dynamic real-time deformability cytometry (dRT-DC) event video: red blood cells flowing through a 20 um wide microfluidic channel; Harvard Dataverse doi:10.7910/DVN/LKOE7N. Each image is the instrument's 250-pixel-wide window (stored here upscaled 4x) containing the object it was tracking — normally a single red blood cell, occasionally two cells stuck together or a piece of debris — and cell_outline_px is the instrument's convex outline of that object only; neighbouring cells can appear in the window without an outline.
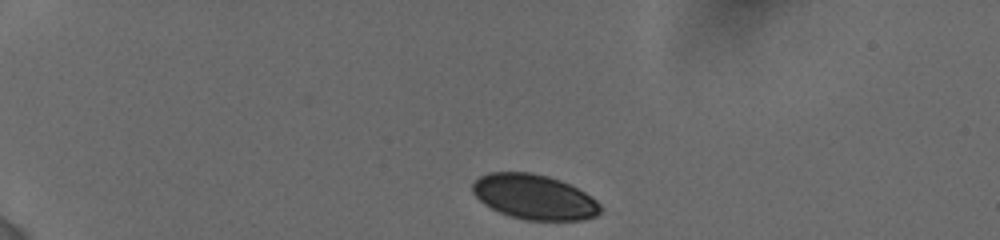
{"species": "human", "species_latin": "Homo sapiens", "temperature_condition": "cold", "stored_images_in_passage": 38, "camera_frame_rate_fps": 3000, "um_per_image_px": 0.085, "donor": {"sex": "female"}, "frame": {"image": 1, "passage_image": 1, "time_ms": 0.0, "image_size_px": [1000, 240], "cell_outline_px": [[600, 212], [596, 216], [584, 220], [524, 220], [500, 212], [484, 204], [472, 192], [472, 184], [480, 176], [488, 172], [532, 172], [548, 176], [560, 180], [584, 192], [596, 200], [600, 204]], "centroid_in_image_um": [45.4, 16.73], "position_along_channel_um": 39.6, "area_um2": 33.35}}
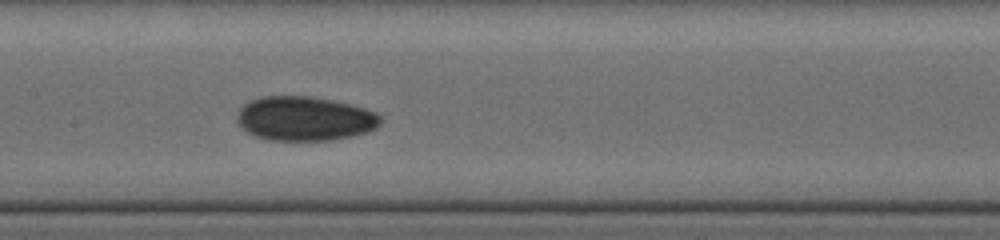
{"frame": {"image": 2, "passage_image": 17, "time_ms": 5.667, "image_size_px": [1000, 240], "cell_outline_px": [[384, 120], [376, 128], [368, 132], [352, 136], [328, 140], [272, 140], [256, 136], [248, 132], [236, 120], [236, 112], [248, 100], [260, 96], [312, 96], [332, 100], [364, 108], [376, 112]], "centroid_in_image_um": [25.9, 10.07], "position_along_channel_um": 181.5, "area_um2": 37.17}}
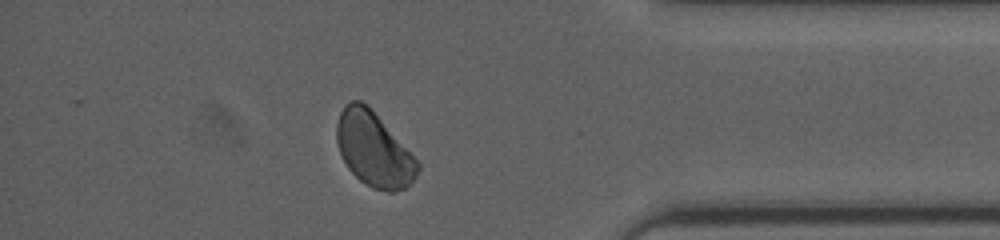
{"frame": {"image": 3, "passage_image": 33, "time_ms": 12.0, "image_size_px": [1000, 240], "cell_outline_px": [[420, 168], [416, 176], [404, 188], [392, 192], [388, 192], [372, 188], [360, 180], [348, 168], [340, 152], [336, 140], [336, 124], [340, 112], [344, 104], [352, 100], [360, 100], [368, 104], [420, 164]], "centroid_in_image_um": [31.74, 12.67], "position_along_channel_um": 403.5, "area_um2": 34.8}, "authors_computed_cell_mechanics": {"area_um2": 35.3158, "velocity_mm_per_s": 3.8029, "shape_relaxation_time_tau1_ms": null, "shape_relaxation_time_tau2_ms": 7.645, "deformation_change_tau1": null, "deformation_change_tau2": 0.0779}}